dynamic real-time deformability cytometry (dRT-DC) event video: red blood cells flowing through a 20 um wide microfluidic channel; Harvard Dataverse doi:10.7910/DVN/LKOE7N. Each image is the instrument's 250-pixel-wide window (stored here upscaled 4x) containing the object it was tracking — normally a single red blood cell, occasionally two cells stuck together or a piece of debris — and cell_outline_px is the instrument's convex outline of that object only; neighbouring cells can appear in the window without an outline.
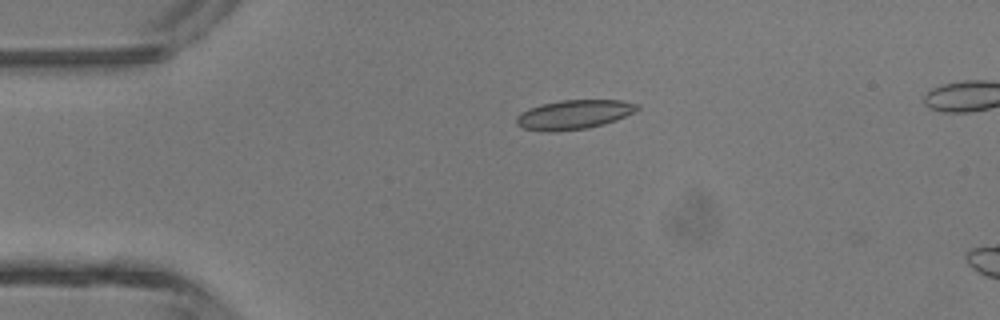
{"species": "common noctule bat (a hibernating species)", "species_latin": "Nyctalus noctula", "temperature_condition": "room temperature", "stored_images_in_passage": 12, "camera_frame_rate_fps": 3000, "um_per_image_px": 0.085, "animal": {"sex": "male", "body_mass_g": 13.3}, "frame": {"image": 1, "passage_image": 10, "time_ms": 3.0, "image_size_px": [1000, 320], "cell_outline_px": [[640, 108], [636, 112], [616, 120], [604, 124], [588, 128], [552, 132], [544, 132], [524, 128], [516, 124], [516, 116], [520, 112], [528, 108], [540, 104], [560, 100], [624, 100], [640, 104]], "centroid_in_image_um": [48.8, 9.73], "position_along_channel_um": 36.2, "area_um2": 20.98}}